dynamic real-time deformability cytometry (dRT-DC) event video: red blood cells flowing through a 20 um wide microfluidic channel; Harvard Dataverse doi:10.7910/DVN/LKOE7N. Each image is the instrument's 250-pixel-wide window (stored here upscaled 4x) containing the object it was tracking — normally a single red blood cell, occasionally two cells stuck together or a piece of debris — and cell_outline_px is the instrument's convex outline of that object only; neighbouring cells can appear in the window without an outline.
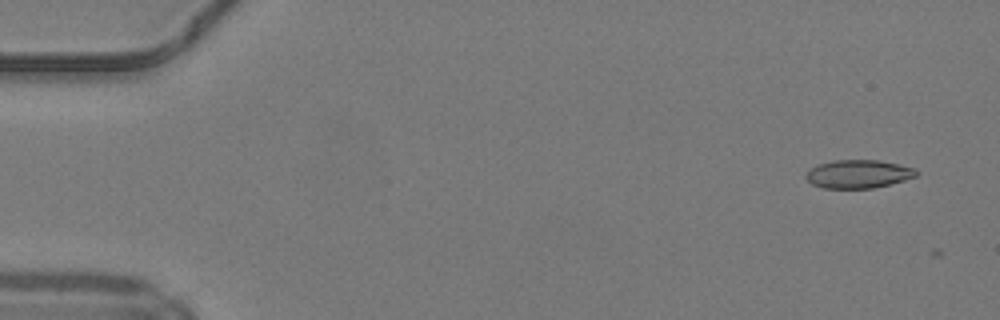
{"species": "common noctule bat (a hibernating species)", "species_latin": "Nyctalus noctula", "temperature_condition": "warm", "stored_images_in_passage": 5, "camera_frame_rate_fps": 3000, "um_per_image_px": 0.085, "animal": {"sex": "male", "body_mass_g": 19.2, "forearm_length_mm": 51.8}, "frame": {"image": 1, "passage_image": 3, "time_ms": 0.667, "image_size_px": [1000, 320], "cell_outline_px": [[916, 176], [904, 180], [872, 188], [824, 188], [812, 184], [804, 176], [816, 164], [832, 160], [880, 160], [916, 168]], "centroid_in_image_um": [72.94, 14.78], "position_along_channel_um": 12.1, "area_um2": 18.09}}